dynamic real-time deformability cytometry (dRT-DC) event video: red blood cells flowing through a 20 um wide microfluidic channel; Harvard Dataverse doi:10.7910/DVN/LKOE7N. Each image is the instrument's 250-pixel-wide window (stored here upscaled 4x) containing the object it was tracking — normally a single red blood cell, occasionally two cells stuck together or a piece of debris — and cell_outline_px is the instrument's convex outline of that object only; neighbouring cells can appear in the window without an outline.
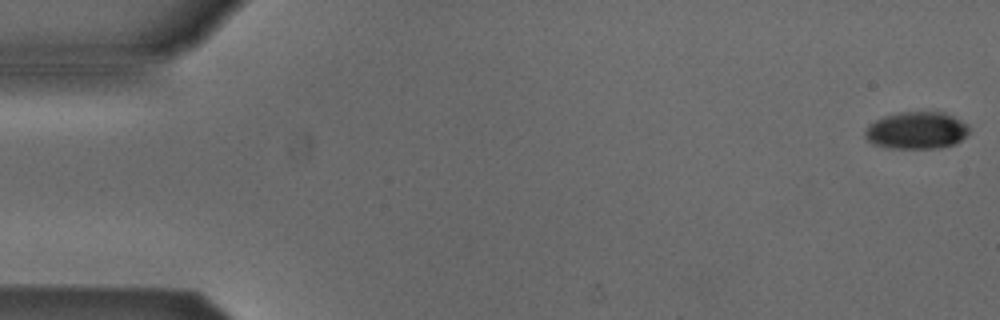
{"species": "Egyptian fruit bat (a non-hibernating species)", "species_latin": "Rousettus aegyptiacus", "temperature_condition": "cold", "stored_images_in_passage": 5, "camera_frame_rate_fps": 3000, "um_per_image_px": 0.085, "animal": {"sex": "male"}, "frame": {"image": 1, "passage_image": 1, "time_ms": 0.0, "image_size_px": [1000, 320], "cell_outline_px": [[968, 132], [960, 140], [952, 144], [940, 148], [884, 148], [872, 144], [864, 136], [864, 132], [868, 124], [884, 116], [900, 112], [944, 112], [968, 124]], "centroid_in_image_um": [77.85, 11.09], "position_along_channel_um": 7.1, "area_um2": 22.54}}
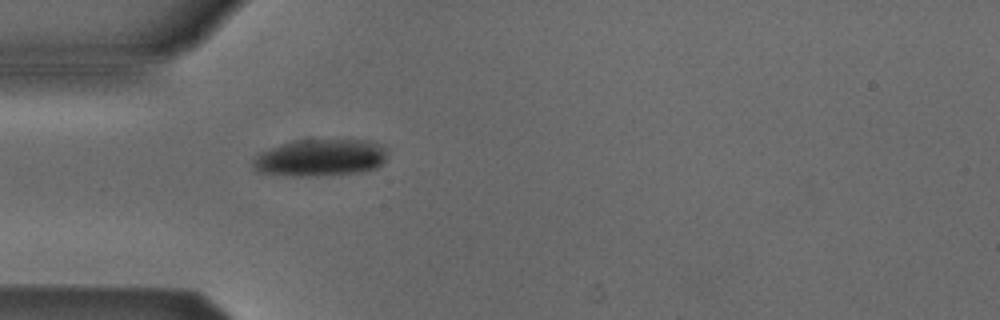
{"frame": {"image": 2, "passage_image": 5, "time_ms": 5.0, "image_size_px": [1000, 320], "cell_outline_px": [[388, 156], [376, 168], [356, 172], [332, 176], [288, 176], [256, 172], [252, 168], [252, 160], [256, 152], [280, 144], [296, 140], [368, 140], [380, 144], [388, 148]], "centroid_in_image_um": [27.17, 13.41], "position_along_channel_um": 57.8, "area_um2": 29.71}}